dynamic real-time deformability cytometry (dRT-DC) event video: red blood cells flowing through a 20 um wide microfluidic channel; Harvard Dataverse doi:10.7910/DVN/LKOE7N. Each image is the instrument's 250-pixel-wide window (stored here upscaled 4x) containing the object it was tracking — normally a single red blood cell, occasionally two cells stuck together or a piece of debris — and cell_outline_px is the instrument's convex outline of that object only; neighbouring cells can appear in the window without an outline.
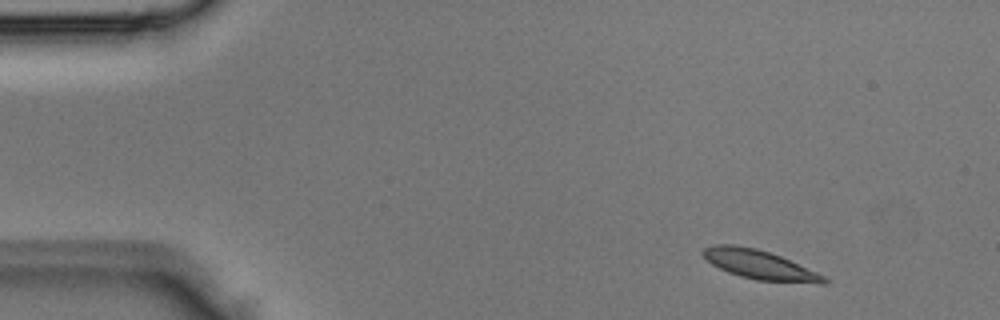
{"species": "Egyptian fruit bat (a non-hibernating species)", "species_latin": "Rousettus aegyptiacus", "temperature_condition": "room temperature", "stored_images_in_passage": 5, "segment_of_instrument_passage": [2, 2], "camera_frame_rate_fps": 3000, "um_per_image_px": 0.085, "animal": {"sex": "male"}, "frame": {"image": 1, "passage_image": 5, "time_ms": 1.333, "image_size_px": [1000, 320], "cell_outline_px": [[828, 284], [820, 284], [756, 280], [740, 276], [728, 272], [712, 264], [700, 252], [704, 248], [716, 244], [732, 244], [756, 248], [780, 256], [816, 272], [824, 276], [828, 280]], "centroid_in_image_um": [64.57, 22.51], "position_along_channel_um": 20.4, "area_um2": 20.4}}